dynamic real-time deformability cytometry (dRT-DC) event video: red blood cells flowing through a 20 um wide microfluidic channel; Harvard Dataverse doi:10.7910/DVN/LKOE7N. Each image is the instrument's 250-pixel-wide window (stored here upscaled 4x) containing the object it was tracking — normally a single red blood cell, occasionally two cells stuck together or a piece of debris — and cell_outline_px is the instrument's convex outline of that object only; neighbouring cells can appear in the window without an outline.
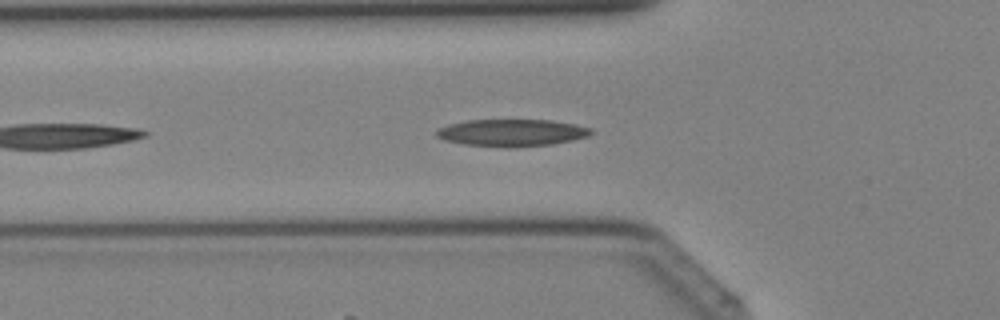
{"species": "Egyptian fruit bat (a non-hibernating species)", "species_latin": "Rousettus aegyptiacus", "temperature_condition": "cold", "stored_images_in_passage": 22, "camera_frame_rate_fps": 3000, "um_per_image_px": 0.085, "animal": {"sex": "female"}, "frame": {"image": 1, "passage_image": 5, "time_ms": 1.333, "image_size_px": [1000, 320], "cell_outline_px": [[592, 132], [588, 136], [572, 140], [552, 144], [508, 148], [464, 144], [444, 140], [436, 136], [436, 128], [448, 124], [468, 120], [552, 120], [576, 124], [592, 128]], "centroid_in_image_um": [43.48, 11.28], "position_along_channel_um": 82.3, "area_um2": 24.57}}
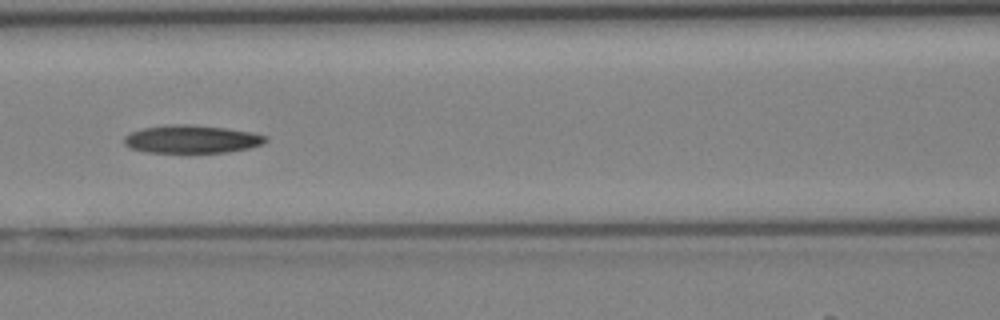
{"frame": {"image": 2, "passage_image": 9, "time_ms": 2.667, "image_size_px": [1000, 320], "cell_outline_px": [[268, 140], [264, 144], [248, 148], [228, 152], [148, 152], [132, 148], [124, 144], [124, 136], [132, 132], [144, 128], [164, 124], [188, 124], [224, 128], [252, 132], [268, 136]], "centroid_in_image_um": [16.32, 11.82], "position_along_channel_um": 150.3, "area_um2": 23.0}}
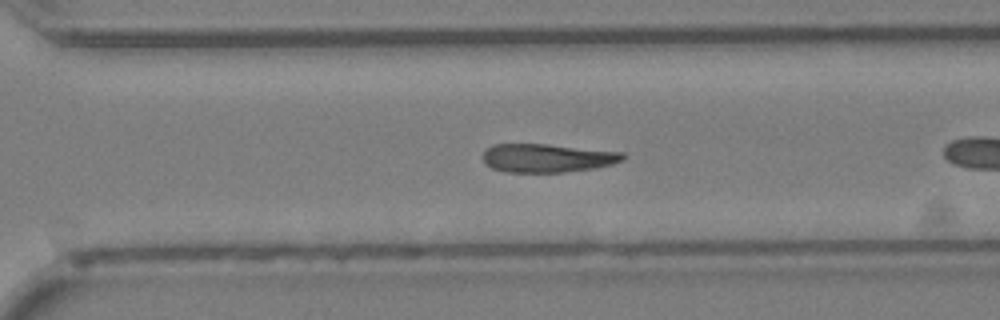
{"frame": {"image": 3, "passage_image": 17, "time_ms": 5.333, "image_size_px": [1000, 320], "cell_outline_px": [[624, 160], [612, 164], [596, 168], [564, 172], [504, 172], [492, 168], [484, 164], [484, 152], [492, 144], [544, 144], [624, 152]], "centroid_in_image_um": [46.52, 13.44], "position_along_channel_um": 324.1, "area_um2": 23.24}}